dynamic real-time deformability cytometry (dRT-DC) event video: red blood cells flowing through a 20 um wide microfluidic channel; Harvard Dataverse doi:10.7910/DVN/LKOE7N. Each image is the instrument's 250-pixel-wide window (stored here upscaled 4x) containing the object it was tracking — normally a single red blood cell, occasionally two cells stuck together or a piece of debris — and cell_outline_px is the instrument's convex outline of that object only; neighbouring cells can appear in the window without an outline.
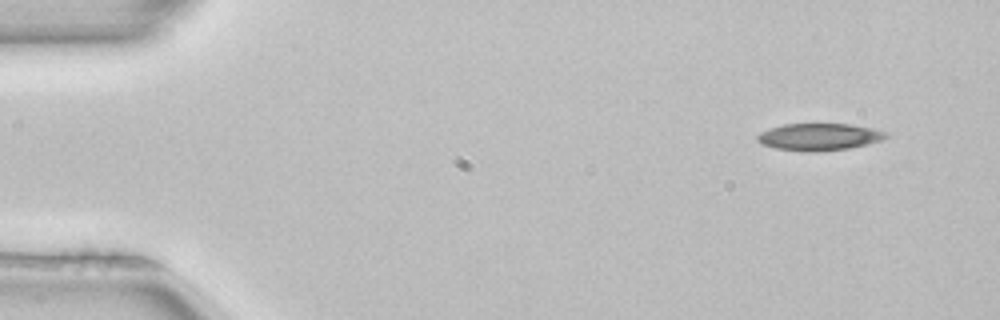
{"species": "common noctule bat (a hibernating species)", "species_latin": "Nyctalus noctula", "temperature_condition": "room temperature", "stored_images_in_passage": 3, "camera_frame_rate_fps": 3000, "um_per_image_px": 0.085, "animal": {"sex": "female", "body_mass_g": 22.7, "forearm_length_mm": 54.2}, "frame": {"image": 1, "passage_image": 1, "time_ms": 0.0, "image_size_px": [1000, 320], "cell_outline_px": [[888, 136], [880, 140], [868, 144], [848, 148], [816, 152], [808, 152], [776, 148], [760, 144], [756, 140], [756, 136], [760, 132], [768, 128], [784, 124], [852, 124], [872, 128], [888, 132]], "centroid_in_image_um": [69.6, 11.63], "position_along_channel_um": 15.4, "area_um2": 20.4}}